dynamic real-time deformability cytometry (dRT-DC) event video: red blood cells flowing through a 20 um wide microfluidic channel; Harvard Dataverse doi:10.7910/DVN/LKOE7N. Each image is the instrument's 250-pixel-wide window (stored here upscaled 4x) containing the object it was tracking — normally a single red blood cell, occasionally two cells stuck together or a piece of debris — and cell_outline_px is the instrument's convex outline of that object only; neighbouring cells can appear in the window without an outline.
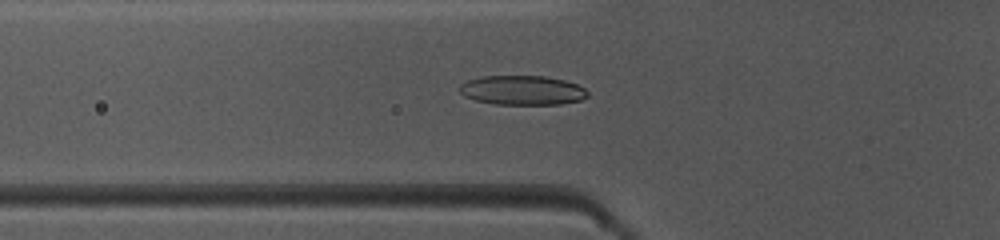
{"species": "common noctule bat (a hibernating species)", "species_latin": "Nyctalus noctula", "temperature_condition": "warm", "stored_images_in_passage": 46, "camera_frame_rate_fps": 3000, "um_per_image_px": 0.085, "animal": {"sex": "female", "body_mass_g": 10.0, "forearm_length_mm": 53.1}, "frame": {"image": 1, "passage_image": 14, "time_ms": 4.333, "image_size_px": [1000, 240], "cell_outline_px": [[588, 96], [580, 100], [560, 104], [496, 104], [476, 100], [464, 96], [460, 92], [460, 84], [468, 80], [484, 76], [544, 76], [564, 80], [576, 84], [584, 88], [588, 92]], "centroid_in_image_um": [44.4, 7.67], "position_along_channel_um": 81.4, "area_um2": 21.79}}
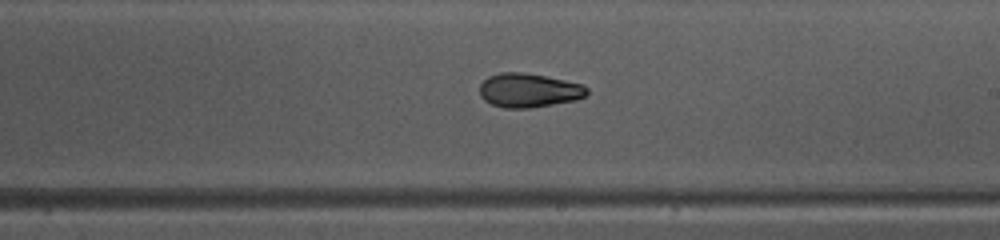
{"frame": {"image": 2, "passage_image": 26, "time_ms": 8.333, "image_size_px": [1000, 240], "cell_outline_px": [[588, 96], [576, 100], [528, 108], [504, 108], [492, 104], [484, 100], [480, 96], [480, 84], [488, 76], [500, 72], [524, 72], [584, 84], [588, 88]], "centroid_in_image_um": [44.96, 7.67], "position_along_channel_um": 244.0, "area_um2": 21.39}}
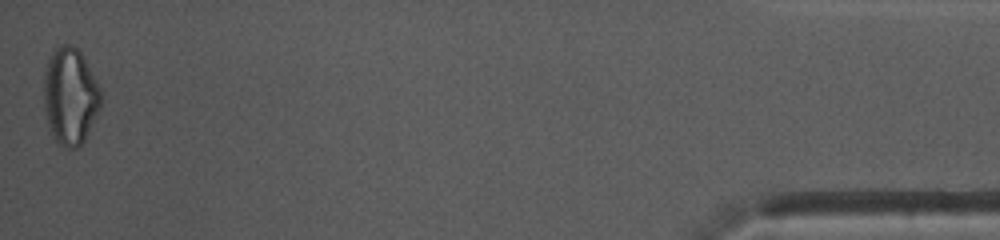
{"frame": {"image": 3, "passage_image": 46, "time_ms": 15.0, "image_size_px": [1000, 240], "cell_outline_px": [[100, 108], [84, 140], [76, 148], [64, 148], [56, 144], [48, 124], [44, 108], [44, 72], [48, 60], [52, 52], [60, 44], [72, 44], [80, 52], [100, 88]], "centroid_in_image_um": [5.94, 8.19], "position_along_channel_um": 429.3, "area_um2": 32.02}, "authors_computed_cell_mechanics": {"area_um2": 21.7906, "velocity_mm_per_s": 4.0346, "shape_relaxation_time_tau1_ms": 5.3274, "shape_relaxation_time_tau2_ms": 4.803, "deformation_change_tau1": 0.1627, "deformation_change_tau2": 0.108}}